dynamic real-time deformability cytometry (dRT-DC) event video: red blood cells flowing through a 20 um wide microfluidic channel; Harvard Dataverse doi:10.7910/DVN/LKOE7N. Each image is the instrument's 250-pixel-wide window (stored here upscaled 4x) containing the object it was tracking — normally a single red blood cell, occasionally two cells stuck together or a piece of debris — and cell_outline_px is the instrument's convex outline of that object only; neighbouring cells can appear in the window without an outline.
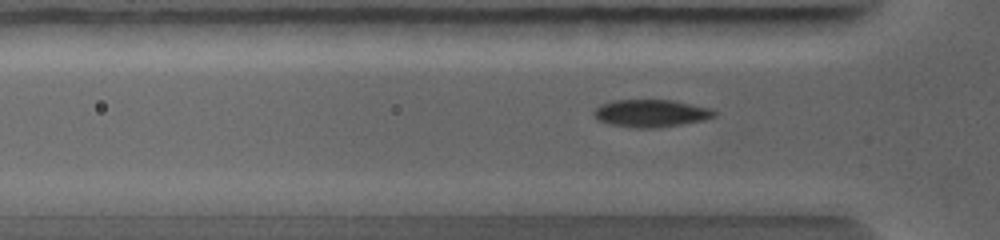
{"species": "common noctule bat (a hibernating species)", "species_latin": "Nyctalus noctula", "temperature_condition": "warm", "stored_images_in_passage": 29, "camera_frame_rate_fps": 5000, "um_per_image_px": 0.085, "animal": {"sex": "female", "body_mass_g": 19.0, "forearm_length_mm": 56.7}, "frame": {"image": 1, "passage_image": 3, "time_ms": 0.6, "image_size_px": [1000, 240], "cell_outline_px": [[716, 116], [704, 120], [660, 128], [636, 128], [612, 124], [596, 120], [592, 112], [600, 104], [612, 100], [672, 100], [712, 108], [716, 112]], "centroid_in_image_um": [55.33, 9.63], "position_along_channel_um": 70.5, "area_um2": 19.48}}
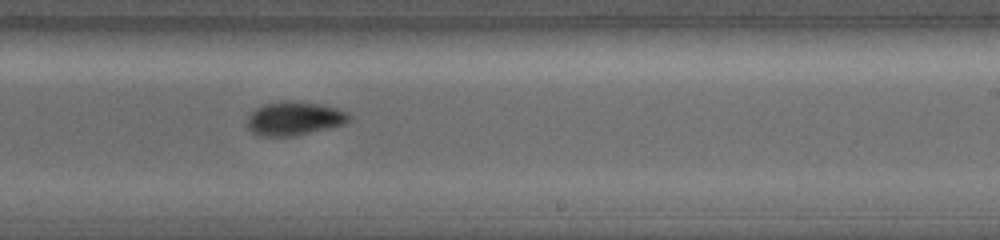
{"frame": {"image": 2, "passage_image": 12, "time_ms": 3.8, "image_size_px": [1000, 240], "cell_outline_px": [[352, 116], [344, 124], [292, 136], [260, 136], [252, 132], [248, 128], [248, 116], [256, 108], [264, 104], [320, 104], [336, 108], [348, 112]], "centroid_in_image_um": [25.02, 10.12], "position_along_channel_um": 264.0, "area_um2": 18.96}}
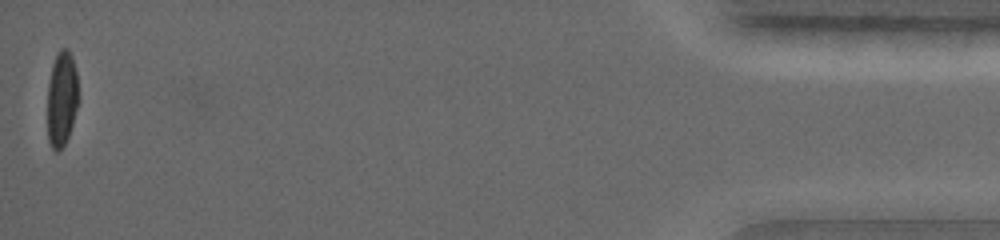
{"frame": {"image": 3, "passage_image": 29, "time_ms": 8.6, "image_size_px": [1000, 240], "cell_outline_px": [[76, 108], [72, 124], [68, 136], [64, 144], [56, 152], [52, 148], [48, 140], [48, 84], [52, 64], [60, 48], [68, 48], [72, 56], [76, 72]], "centroid_in_image_um": [5.22, 8.37], "position_along_channel_um": 430.0, "area_um2": 16.7}}